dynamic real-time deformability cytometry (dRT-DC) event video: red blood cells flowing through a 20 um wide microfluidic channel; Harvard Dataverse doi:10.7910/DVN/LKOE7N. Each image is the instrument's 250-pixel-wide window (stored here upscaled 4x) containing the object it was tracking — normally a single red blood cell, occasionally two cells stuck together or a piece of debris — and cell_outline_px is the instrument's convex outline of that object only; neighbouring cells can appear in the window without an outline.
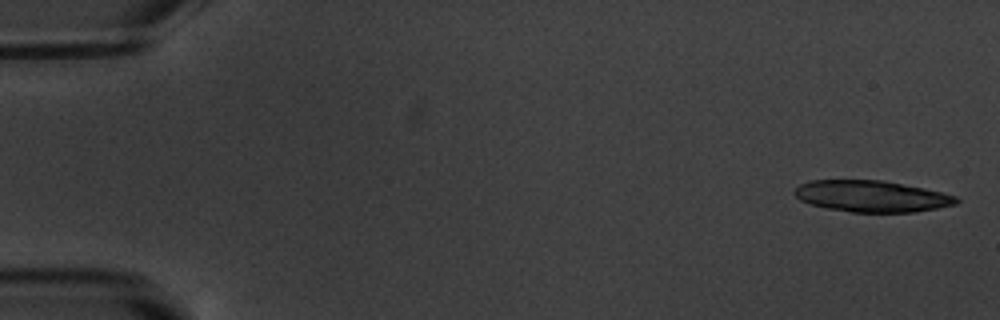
{"species": "common noctule bat (a hibernating species)", "species_latin": "Nyctalus noctula", "temperature_condition": "warm", "stored_images_in_passage": 9, "camera_frame_rate_fps": 3000, "um_per_image_px": 0.085, "animal": {"sex": "male", "body_mass_g": 20.1, "forearm_length_mm": 53.5}, "frame": {"image": 1, "passage_image": 1, "time_ms": 0.0, "image_size_px": [1000, 320], "cell_outline_px": [[960, 200], [956, 204], [936, 208], [912, 212], [852, 212], [828, 208], [812, 204], [800, 200], [792, 192], [800, 184], [812, 180], [884, 180], [924, 188], [956, 196]], "centroid_in_image_um": [74.08, 16.67], "position_along_channel_um": 10.9, "area_um2": 29.42}}
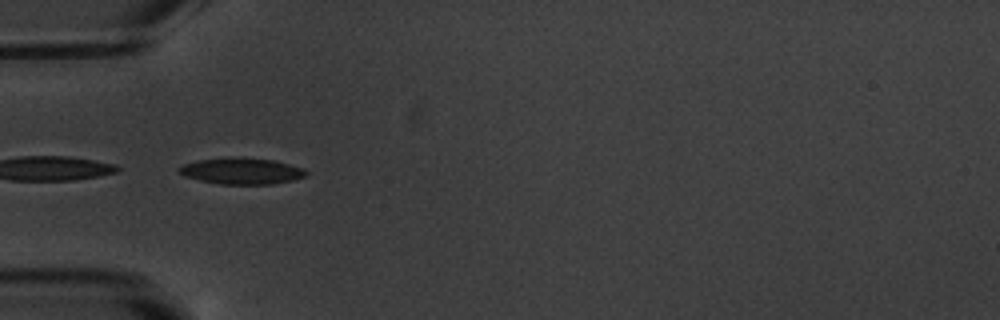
{"frame": {"image": 2, "passage_image": 6, "time_ms": 5.667, "image_size_px": [1000, 320], "cell_outline_px": [[308, 172], [304, 176], [296, 180], [272, 184], [220, 184], [200, 180], [184, 176], [176, 168], [184, 164], [196, 160], [240, 156], [272, 160], [304, 168]], "centroid_in_image_um": [20.54, 14.53], "position_along_channel_um": 64.5, "area_um2": 19.59}}